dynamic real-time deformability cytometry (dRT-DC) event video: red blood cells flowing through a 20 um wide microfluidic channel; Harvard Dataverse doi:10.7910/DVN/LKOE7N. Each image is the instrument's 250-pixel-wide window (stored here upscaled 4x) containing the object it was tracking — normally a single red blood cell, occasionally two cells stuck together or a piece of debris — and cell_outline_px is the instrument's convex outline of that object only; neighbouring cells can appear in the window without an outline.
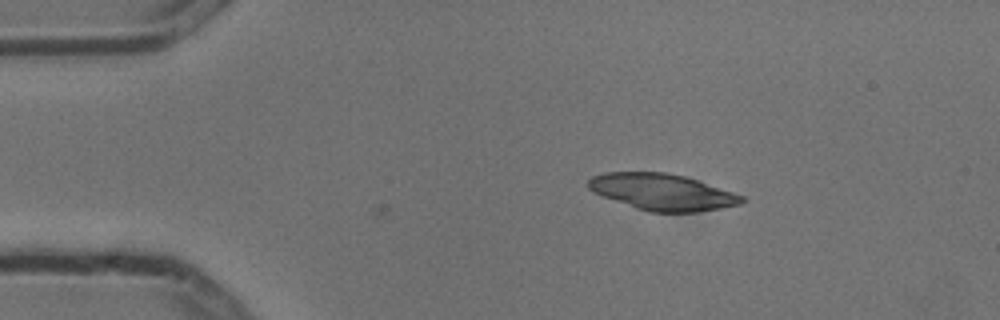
{"species": "common noctule bat (a hibernating species)", "species_latin": "Nyctalus noctula", "temperature_condition": "cold", "stored_images_in_passage": 5, "camera_frame_rate_fps": 3000, "um_per_image_px": 0.085, "animal": {"sex": "male", "body_mass_g": 13.3}, "frame": {"image": 1, "passage_image": 1, "time_ms": 0.0, "image_size_px": [1000, 320], "cell_outline_px": [[744, 200], [740, 204], [720, 208], [696, 212], [648, 212], [636, 208], [592, 192], [588, 188], [588, 180], [592, 176], [604, 172], [668, 172], [684, 176], [744, 196]], "centroid_in_image_um": [56.25, 16.31], "position_along_channel_um": 28.7, "area_um2": 32.31}}